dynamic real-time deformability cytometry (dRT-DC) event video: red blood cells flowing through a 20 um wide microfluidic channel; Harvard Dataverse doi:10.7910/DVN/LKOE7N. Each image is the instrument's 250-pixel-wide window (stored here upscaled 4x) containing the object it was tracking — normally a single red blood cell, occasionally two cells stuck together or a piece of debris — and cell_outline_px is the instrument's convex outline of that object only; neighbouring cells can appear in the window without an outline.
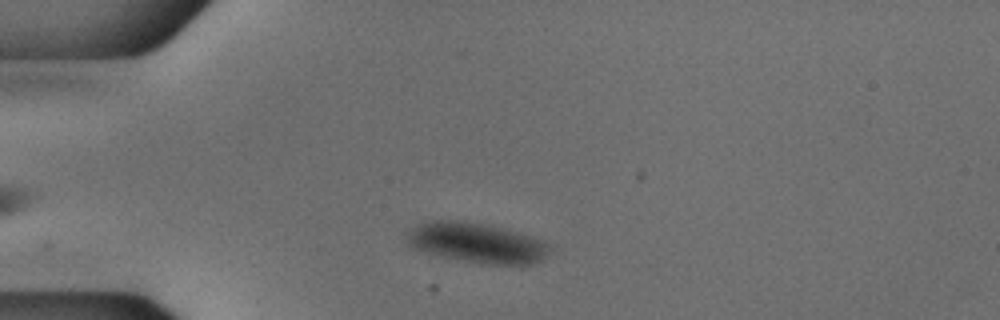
{"species": "common noctule bat (a hibernating species)", "species_latin": "Nyctalus noctula", "temperature_condition": "cold", "stored_images_in_passage": 36, "camera_frame_rate_fps": 3000, "um_per_image_px": 0.085, "animal": {"sex": "male", "body_mass_g": 18.8}, "frame": {"image": 1, "passage_image": 5, "time_ms": 1.333, "image_size_px": [1000, 320], "cell_outline_px": [[548, 252], [540, 260], [532, 264], [480, 264], [460, 260], [424, 252], [412, 248], [408, 244], [408, 232], [412, 228], [420, 224], [432, 220], [456, 220], [484, 224], [516, 232], [540, 240], [548, 244]], "centroid_in_image_um": [40.46, 20.65], "position_along_channel_um": 44.5, "area_um2": 32.71}}
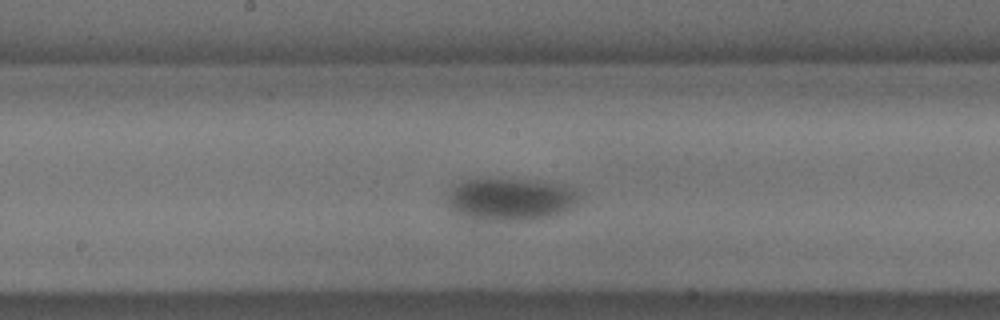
{"frame": {"image": 2, "passage_image": 20, "time_ms": 6.333, "image_size_px": [1000, 320], "cell_outline_px": [[580, 200], [576, 204], [564, 212], [556, 216], [532, 220], [480, 220], [464, 216], [452, 212], [448, 208], [444, 200], [448, 192], [456, 184], [468, 180], [524, 180], [560, 184], [576, 188], [580, 196]], "centroid_in_image_um": [43.39, 16.97], "position_along_channel_um": 204.8, "area_um2": 32.89}}
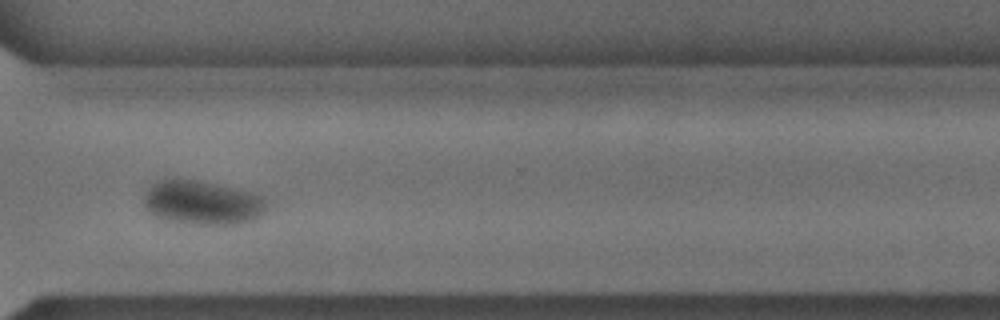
{"frame": {"image": 3, "passage_image": 32, "time_ms": 10.333, "image_size_px": [1000, 320], "cell_outline_px": [[268, 208], [260, 216], [252, 220], [236, 224], [192, 224], [168, 220], [156, 216], [148, 212], [144, 204], [144, 196], [148, 188], [152, 184], [160, 180], [196, 180], [252, 192], [264, 196], [268, 200]], "centroid_in_image_um": [17.24, 17.24], "position_along_channel_um": 353.4, "area_um2": 31.44}}